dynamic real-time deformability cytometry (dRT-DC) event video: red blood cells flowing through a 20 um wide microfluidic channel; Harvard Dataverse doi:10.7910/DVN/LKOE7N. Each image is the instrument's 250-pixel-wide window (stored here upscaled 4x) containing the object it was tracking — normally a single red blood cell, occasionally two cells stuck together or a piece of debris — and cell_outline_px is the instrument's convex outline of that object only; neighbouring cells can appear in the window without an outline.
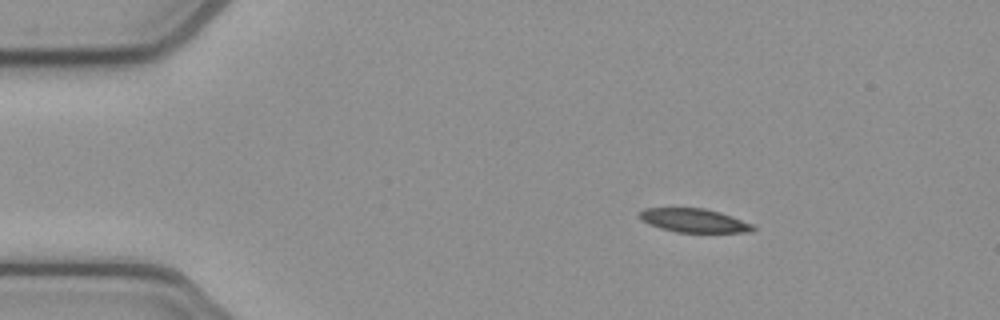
{"species": "common noctule bat (a hibernating species)", "species_latin": "Nyctalus noctula", "temperature_condition": "cold", "stored_images_in_passage": 45, "camera_frame_rate_fps": 3000, "um_per_image_px": 0.085, "animal": {"sex": "female", "body_mass_g": 21.9}, "frame": {"image": 1, "passage_image": 1, "time_ms": 0.0, "image_size_px": [1000, 320], "cell_outline_px": [[756, 228], [752, 232], [676, 232], [660, 228], [648, 224], [640, 220], [640, 212], [644, 208], [704, 208], [720, 212], [732, 216], [752, 224]], "centroid_in_image_um": [58.98, 18.74], "position_along_channel_um": 26.0, "area_um2": 15.66}}
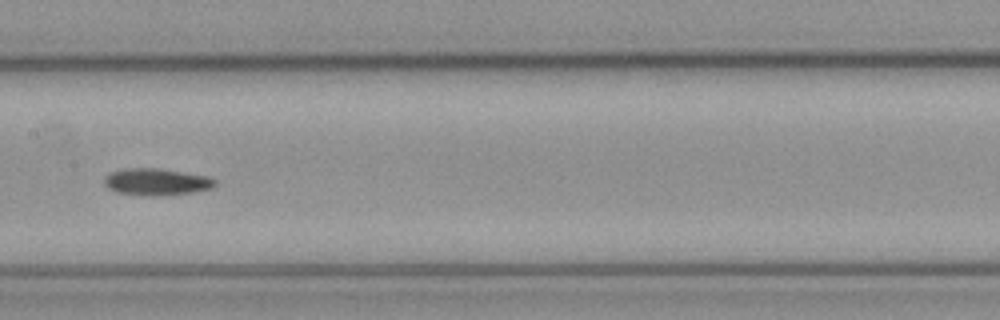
{"frame": {"image": 2, "passage_image": 19, "time_ms": 6.0, "image_size_px": [1000, 320], "cell_outline_px": [[216, 184], [212, 188], [192, 192], [152, 196], [148, 196], [116, 192], [108, 188], [104, 184], [104, 176], [108, 172], [124, 168], [160, 168], [208, 176], [216, 180]], "centroid_in_image_um": [13.26, 15.44], "position_along_channel_um": 194.1, "area_um2": 17.46}}
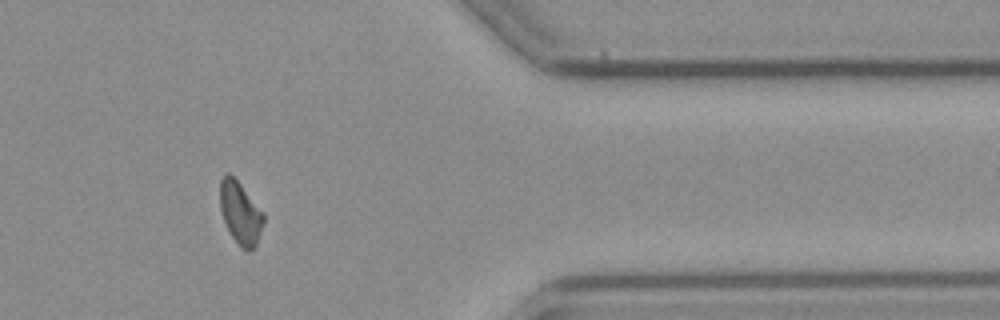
{"frame": {"image": 3, "passage_image": 36, "time_ms": 11.667, "image_size_px": [1000, 320], "cell_outline_px": [[264, 220], [256, 244], [248, 252], [228, 232], [220, 208], [220, 180], [224, 172], [228, 172], [240, 184], [264, 212]], "centroid_in_image_um": [20.41, 18.05], "position_along_channel_um": 391.0, "area_um2": 15.61}}